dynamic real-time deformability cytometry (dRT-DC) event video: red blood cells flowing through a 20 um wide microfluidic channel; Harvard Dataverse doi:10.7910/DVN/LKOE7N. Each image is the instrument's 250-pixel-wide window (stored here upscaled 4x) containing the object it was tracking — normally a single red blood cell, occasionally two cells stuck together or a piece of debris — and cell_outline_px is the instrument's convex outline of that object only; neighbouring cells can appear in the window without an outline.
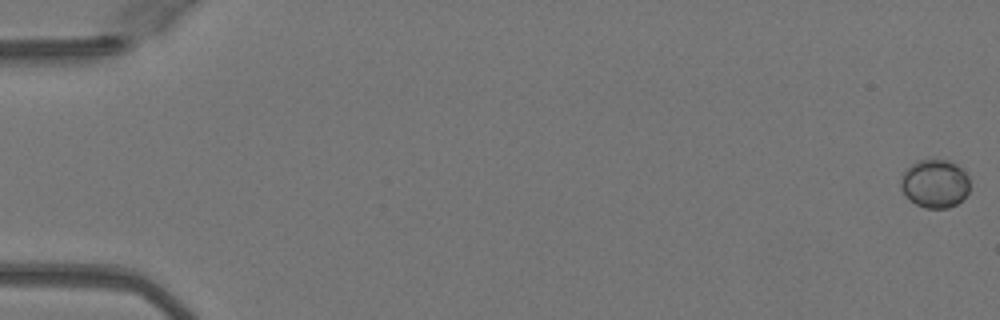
{"species": "Egyptian fruit bat (a non-hibernating species)", "species_latin": "Rousettus aegyptiacus", "temperature_condition": "warm", "stored_images_in_passage": 51, "camera_frame_rate_fps": 3000, "um_per_image_px": 0.085, "animal": {"sex": "female"}, "frame": {"image": 1, "passage_image": 1, "time_ms": 0.0, "image_size_px": [1000, 320], "cell_outline_px": [[968, 192], [956, 204], [948, 208], [924, 208], [916, 204], [900, 188], [900, 180], [904, 172], [916, 160], [948, 160], [964, 168], [968, 176]], "centroid_in_image_um": [79.47, 15.59], "position_along_channel_um": 5.5, "area_um2": 19.31}}
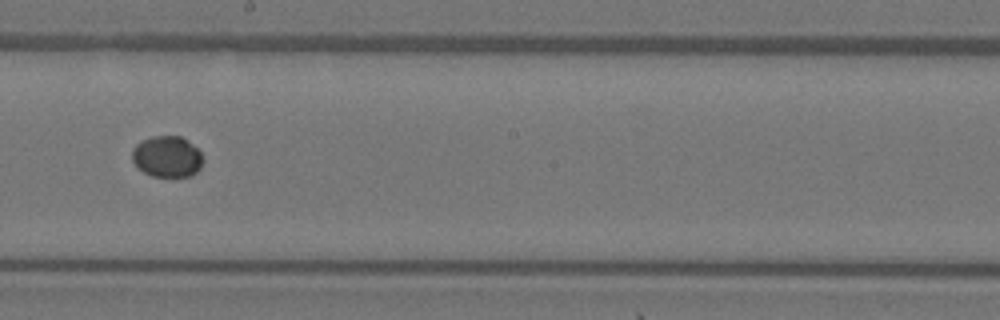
{"frame": {"image": 2, "passage_image": 30, "time_ms": 9.667, "image_size_px": [1000, 320], "cell_outline_px": [[204, 160], [200, 168], [192, 176], [152, 176], [144, 172], [132, 160], [132, 148], [136, 144], [152, 136], [180, 136], [192, 144], [200, 152]], "centroid_in_image_um": [14.21, 13.31], "position_along_channel_um": 234.0, "area_um2": 16.88}}
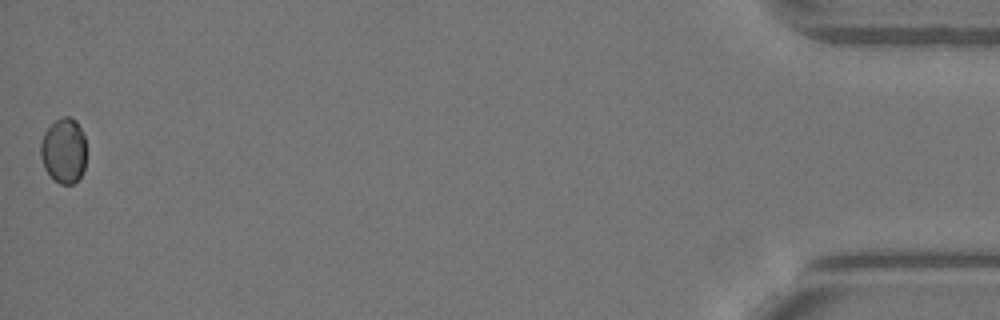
{"frame": {"image": 3, "passage_image": 51, "time_ms": 16.667, "image_size_px": [1000, 320], "cell_outline_px": [[84, 172], [72, 184], [60, 184], [44, 168], [40, 156], [40, 144], [44, 132], [60, 116], [68, 116], [76, 120], [84, 136]], "centroid_in_image_um": [5.4, 12.78], "position_along_channel_um": 429.8, "area_um2": 17.17}}